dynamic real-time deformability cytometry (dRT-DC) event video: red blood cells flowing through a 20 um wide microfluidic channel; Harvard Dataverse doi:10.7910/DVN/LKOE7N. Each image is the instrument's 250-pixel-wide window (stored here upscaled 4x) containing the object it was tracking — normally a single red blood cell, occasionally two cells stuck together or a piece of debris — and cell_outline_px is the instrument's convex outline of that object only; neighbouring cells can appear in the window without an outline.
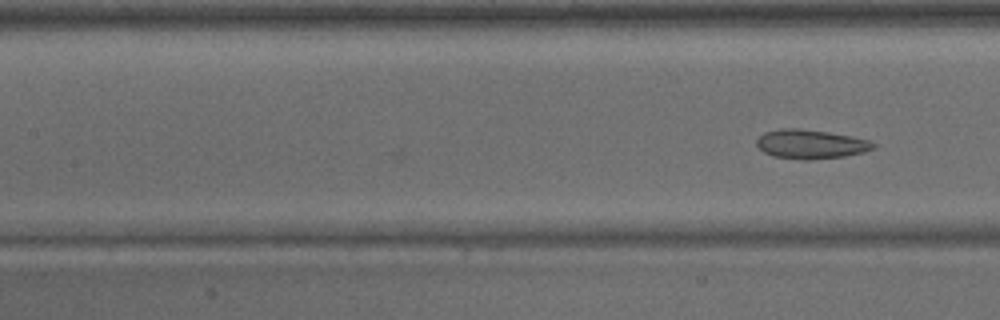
{"species": "common noctule bat (a hibernating species)", "species_latin": "Nyctalus noctula", "temperature_condition": "warm", "stored_images_in_passage": 14, "camera_frame_rate_fps": 3000, "um_per_image_px": 0.085, "animal": {"sex": "male", "body_mass_g": 15.6}, "frame": {"image": 1, "passage_image": 14, "time_ms": 4.333, "image_size_px": [1000, 320], "cell_outline_px": [[876, 148], [864, 152], [844, 156], [808, 160], [804, 160], [772, 156], [764, 152], [756, 144], [756, 140], [764, 132], [780, 128], [800, 128], [828, 132], [868, 140], [876, 144]], "centroid_in_image_um": [68.89, 12.25], "position_along_channel_um": 138.5, "area_um2": 19.77}}